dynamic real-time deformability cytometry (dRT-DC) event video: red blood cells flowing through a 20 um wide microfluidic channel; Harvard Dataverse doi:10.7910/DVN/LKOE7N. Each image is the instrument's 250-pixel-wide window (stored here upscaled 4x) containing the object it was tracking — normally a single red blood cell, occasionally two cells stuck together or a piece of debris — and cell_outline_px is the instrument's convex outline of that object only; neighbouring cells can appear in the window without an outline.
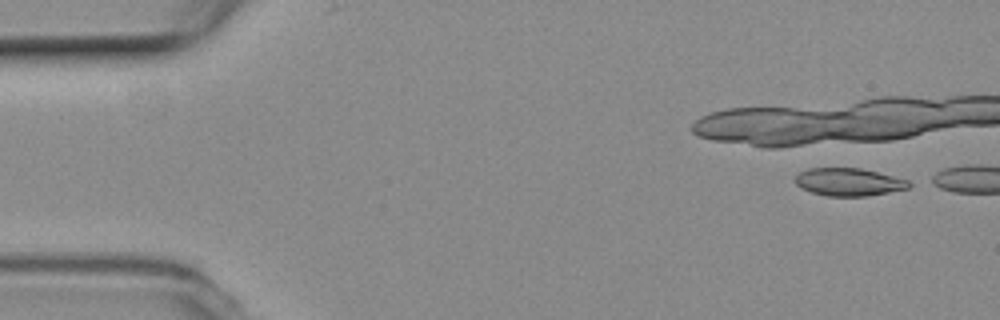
{"species": "common noctule bat (a hibernating species)", "species_latin": "Nyctalus noctula", "temperature_condition": "room temperature", "stored_images_in_passage": 4, "camera_frame_rate_fps": 3000, "um_per_image_px": 0.085, "animal": {"sex": "female", "body_mass_g": 19.3, "forearm_length_mm": 54.1}, "frame": {"image": 1, "passage_image": 1, "time_ms": 0.0, "image_size_px": [1000, 320], "cell_outline_px": [[916, 184], [908, 188], [868, 196], [828, 196], [812, 192], [800, 188], [796, 184], [796, 176], [800, 172], [808, 168], [860, 168], [908, 180]], "centroid_in_image_um": [72.16, 15.47], "position_along_channel_um": 12.8, "area_um2": 18.32}}